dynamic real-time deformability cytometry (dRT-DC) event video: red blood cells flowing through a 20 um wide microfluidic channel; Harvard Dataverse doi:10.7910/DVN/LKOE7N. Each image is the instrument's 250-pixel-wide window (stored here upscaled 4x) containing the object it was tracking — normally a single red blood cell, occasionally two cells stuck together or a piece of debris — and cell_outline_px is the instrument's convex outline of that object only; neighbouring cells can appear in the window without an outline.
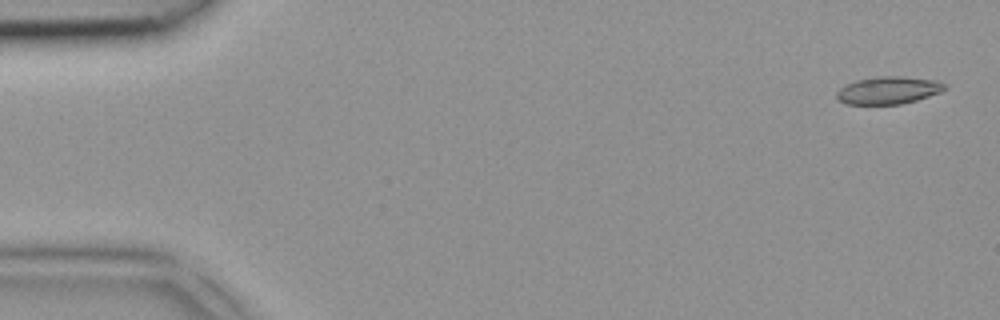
{"species": "common noctule bat (a hibernating species)", "species_latin": "Nyctalus noctula", "temperature_condition": "room temperature", "stored_images_in_passage": 5, "camera_frame_rate_fps": 3000, "um_per_image_px": 0.085, "animal": {"sex": "female", "body_mass_g": 18.4}, "frame": {"image": 1, "passage_image": 1, "time_ms": 0.0, "image_size_px": [1000, 320], "cell_outline_px": [[948, 88], [940, 92], [916, 100], [900, 104], [844, 104], [836, 96], [836, 92], [840, 88], [856, 80], [876, 76], [904, 76], [936, 80], [944, 84]], "centroid_in_image_um": [75.51, 7.66], "position_along_channel_um": 9.5, "area_um2": 17.28}}
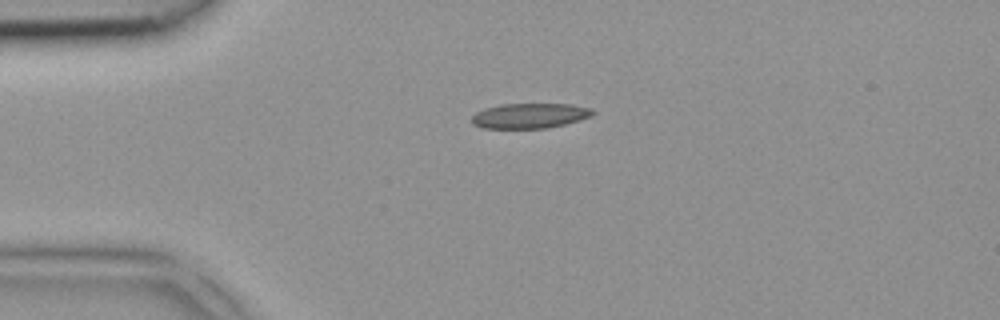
{"frame": {"image": 2, "passage_image": 3, "time_ms": 0.667, "image_size_px": [1000, 320], "cell_outline_px": [[596, 112], [592, 116], [580, 120], [548, 128], [484, 128], [472, 124], [472, 116], [476, 112], [484, 108], [500, 104], [572, 104], [592, 108]], "centroid_in_image_um": [45.05, 9.83], "position_along_channel_um": 39.9, "area_um2": 17.8}}
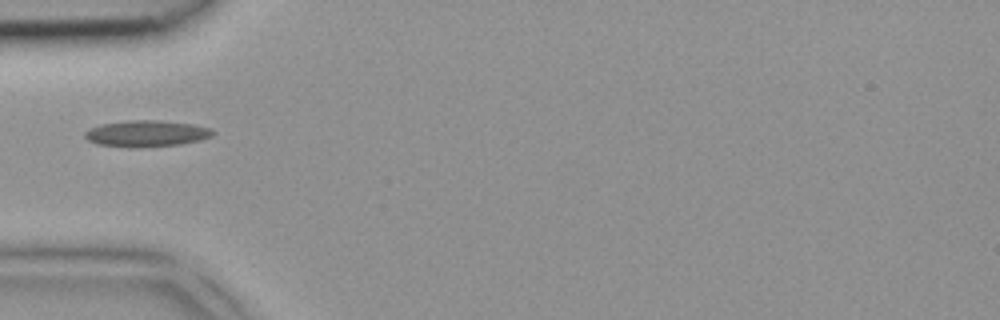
{"frame": {"image": 3, "passage_image": 4, "time_ms": 1.0, "image_size_px": [1000, 320], "cell_outline_px": [[216, 132], [212, 136], [200, 140], [180, 144], [140, 148], [128, 148], [96, 144], [88, 140], [84, 136], [84, 132], [100, 124], [128, 120], [156, 120], [192, 124], [212, 128]], "centroid_in_image_um": [12.45, 11.36], "position_along_channel_um": 72.5, "area_um2": 19.88}}